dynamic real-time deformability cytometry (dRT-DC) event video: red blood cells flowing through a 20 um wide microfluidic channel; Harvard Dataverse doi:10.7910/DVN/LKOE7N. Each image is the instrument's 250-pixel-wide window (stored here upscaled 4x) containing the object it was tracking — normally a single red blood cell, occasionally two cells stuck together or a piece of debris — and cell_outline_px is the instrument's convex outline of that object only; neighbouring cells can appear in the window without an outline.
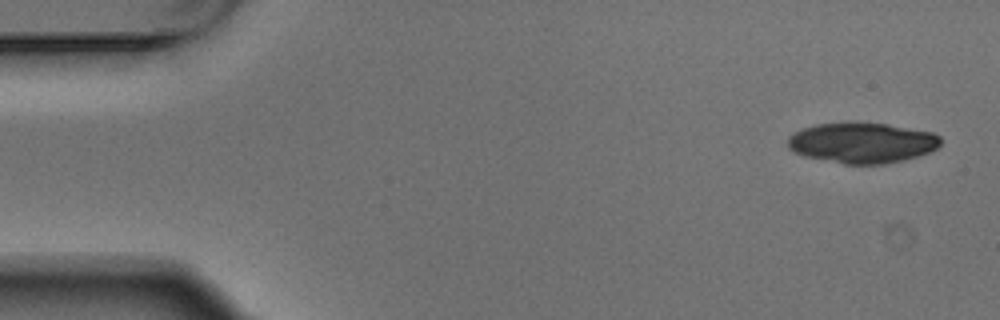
{"species": "Egyptian fruit bat (a non-hibernating species)", "species_latin": "Rousettus aegyptiacus", "temperature_condition": "warm", "stored_images_in_passage": 6, "camera_frame_rate_fps": 3000, "um_per_image_px": 0.085, "animal": {"sex": "male"}, "frame": {"image": 1, "passage_image": 1, "time_ms": 0.0, "image_size_px": [1000, 320], "cell_outline_px": [[940, 144], [936, 148], [928, 152], [904, 160], [884, 164], [844, 164], [804, 156], [788, 148], [788, 136], [804, 128], [816, 124], [888, 124], [932, 132], [940, 136]], "centroid_in_image_um": [73.29, 12.16], "position_along_channel_um": 11.7, "area_um2": 35.43}}
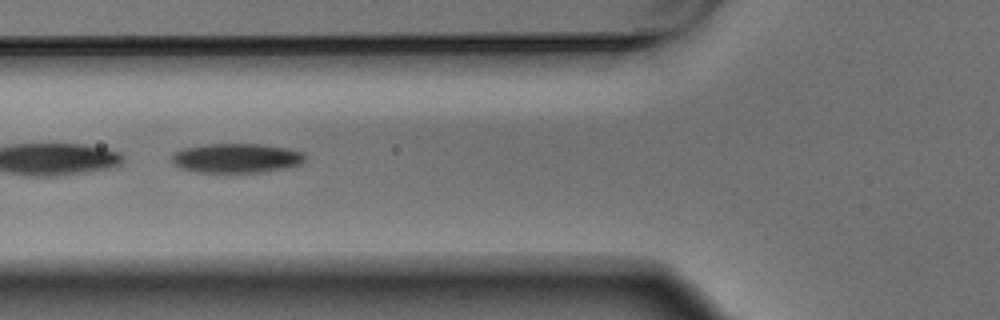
{"frame": {"image": 2, "passage_image": 6, "time_ms": 1.667, "image_size_px": [1000, 320], "cell_outline_px": [[304, 160], [300, 164], [288, 168], [264, 172], [196, 172], [180, 168], [172, 164], [172, 152], [184, 148], [204, 144], [260, 144], [288, 148], [304, 152]], "centroid_in_image_um": [20.08, 13.44], "position_along_channel_um": 105.7, "area_um2": 23.06}}